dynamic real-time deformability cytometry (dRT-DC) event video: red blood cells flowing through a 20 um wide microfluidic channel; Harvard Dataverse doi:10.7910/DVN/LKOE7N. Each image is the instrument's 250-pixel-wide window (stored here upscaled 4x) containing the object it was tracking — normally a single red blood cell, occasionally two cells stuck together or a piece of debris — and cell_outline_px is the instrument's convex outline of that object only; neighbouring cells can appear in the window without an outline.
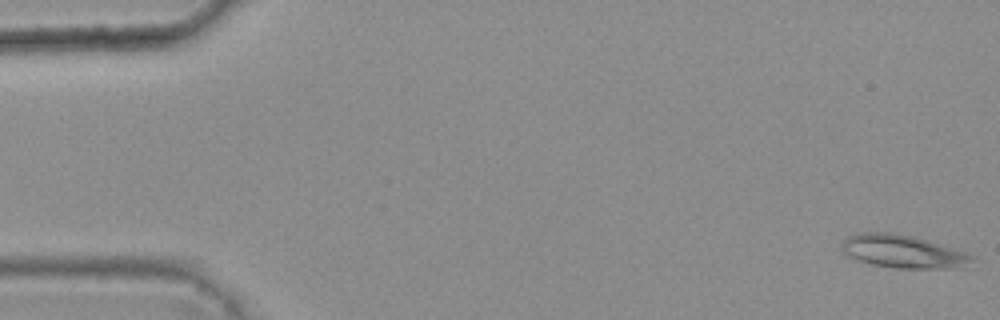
{"species": "common noctule bat (a hibernating species)", "species_latin": "Nyctalus noctula", "temperature_condition": "warm", "stored_images_in_passage": 4, "camera_frame_rate_fps": 3000, "um_per_image_px": 0.085, "animal": {"sex": "female", "body_mass_g": 25.1}, "frame": {"image": 1, "passage_image": 1, "time_ms": 0.0, "image_size_px": [1000, 320], "cell_outline_px": [[976, 260], [964, 268], [896, 268], [872, 264], [848, 256], [840, 248], [840, 244], [848, 236], [860, 232], [896, 232], [912, 236], [964, 252], [972, 256]], "centroid_in_image_um": [76.73, 21.37], "position_along_channel_um": 8.3, "area_um2": 24.97}}
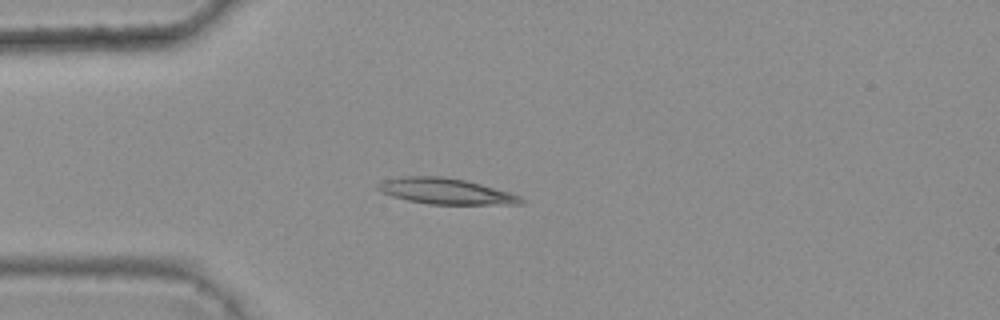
{"frame": {"image": 2, "passage_image": 4, "time_ms": 1.0, "image_size_px": [1000, 320], "cell_outline_px": [[524, 204], [428, 204], [408, 200], [392, 196], [376, 188], [376, 184], [384, 180], [400, 176], [440, 176], [464, 180], [480, 184], [508, 192], [520, 196], [524, 200]], "centroid_in_image_um": [37.86, 16.25], "position_along_channel_um": 47.1, "area_um2": 21.33}}